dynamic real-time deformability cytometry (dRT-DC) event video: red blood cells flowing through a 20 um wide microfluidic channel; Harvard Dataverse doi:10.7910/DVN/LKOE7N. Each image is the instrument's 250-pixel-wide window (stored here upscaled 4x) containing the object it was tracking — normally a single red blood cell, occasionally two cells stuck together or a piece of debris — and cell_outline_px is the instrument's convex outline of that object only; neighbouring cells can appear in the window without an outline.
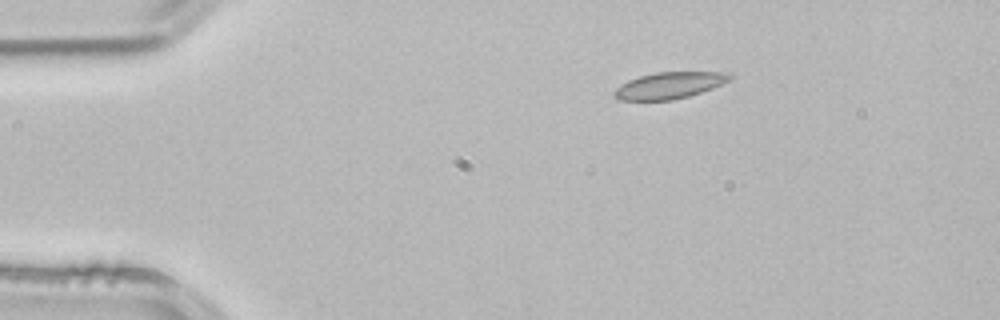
{"species": "common noctule bat (a hibernating species)", "species_latin": "Nyctalus noctula", "temperature_condition": "room temperature", "stored_images_in_passage": 2, "camera_frame_rate_fps": 3000, "um_per_image_px": 0.085, "animal": {"sex": "male", "body_mass_g": 21.5, "forearm_length_mm": 52.0}, "frame": {"image": 1, "passage_image": 2, "time_ms": 0.333, "image_size_px": [1000, 320], "cell_outline_px": [[732, 76], [728, 80], [712, 88], [688, 96], [672, 100], [620, 100], [612, 96], [612, 92], [620, 84], [628, 80], [640, 76], [656, 72], [728, 72]], "centroid_in_image_um": [56.83, 7.26], "position_along_channel_um": 28.2, "area_um2": 17.74}}